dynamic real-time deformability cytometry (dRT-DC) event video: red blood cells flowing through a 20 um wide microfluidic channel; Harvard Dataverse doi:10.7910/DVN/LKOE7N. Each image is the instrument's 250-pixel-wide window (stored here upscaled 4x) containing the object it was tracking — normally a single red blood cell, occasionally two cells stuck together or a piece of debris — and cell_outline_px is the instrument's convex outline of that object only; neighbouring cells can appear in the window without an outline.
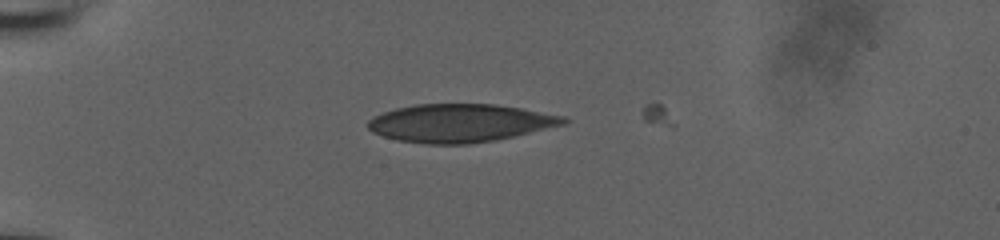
{"species": "human", "species_latin": "Homo sapiens", "temperature_condition": "room temperature", "stored_images_in_passage": 3, "camera_frame_rate_fps": 3000, "um_per_image_px": 0.085, "donor": {"sex": "male"}, "frame": {"image": 1, "passage_image": 2, "time_ms": 0.333, "image_size_px": [1000, 240], "cell_outline_px": [[572, 120], [564, 124], [496, 140], [468, 144], [428, 144], [396, 140], [372, 132], [368, 128], [368, 120], [372, 116], [396, 108], [416, 104], [496, 104], [520, 108], [564, 116]], "centroid_in_image_um": [39.08, 10.46], "position_along_channel_um": 45.9, "area_um2": 43.35}}